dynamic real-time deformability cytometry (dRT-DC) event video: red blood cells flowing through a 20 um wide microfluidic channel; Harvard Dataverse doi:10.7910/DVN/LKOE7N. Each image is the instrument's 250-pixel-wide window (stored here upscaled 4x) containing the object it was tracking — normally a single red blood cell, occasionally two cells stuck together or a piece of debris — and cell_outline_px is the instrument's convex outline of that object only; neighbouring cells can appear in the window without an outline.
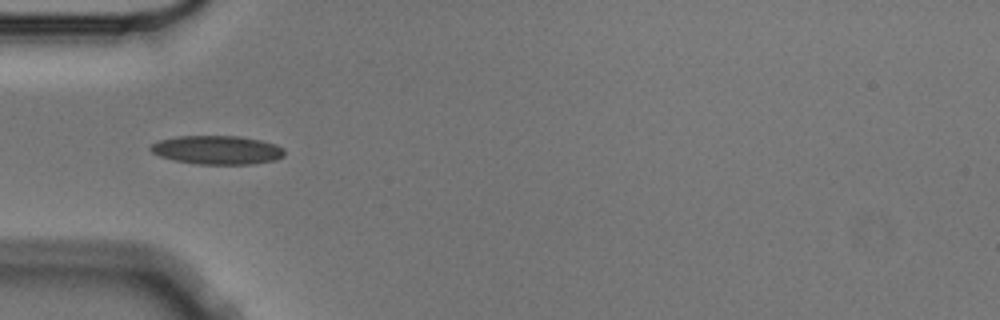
{"species": "Egyptian fruit bat (a non-hibernating species)", "species_latin": "Rousettus aegyptiacus", "temperature_condition": "cold", "stored_images_in_passage": 7, "camera_frame_rate_fps": 3000, "um_per_image_px": 0.085, "animal": {"sex": "male"}, "frame": {"image": 1, "passage_image": 4, "time_ms": 1.0, "image_size_px": [1000, 320], "cell_outline_px": [[284, 156], [276, 160], [252, 164], [196, 164], [172, 160], [160, 156], [152, 152], [148, 148], [152, 144], [160, 140], [176, 136], [236, 136], [260, 140], [276, 144], [284, 148]], "centroid_in_image_um": [18.46, 12.75], "position_along_channel_um": 66.5, "area_um2": 22.48}}
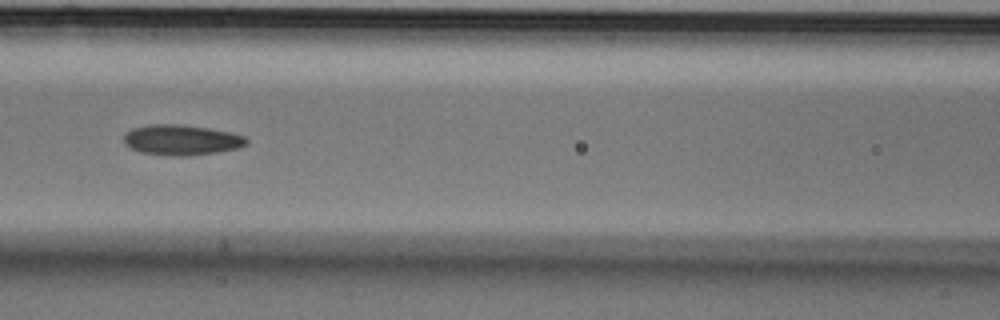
{"frame": {"image": 2, "passage_image": 6, "time_ms": 1.667, "image_size_px": [1000, 320], "cell_outline_px": [[248, 144], [240, 148], [220, 152], [184, 156], [172, 156], [140, 152], [124, 144], [124, 136], [132, 128], [148, 124], [176, 124], [208, 128], [232, 132], [244, 136], [248, 140]], "centroid_in_image_um": [15.46, 11.9], "position_along_channel_um": 151.1, "area_um2": 21.85}}
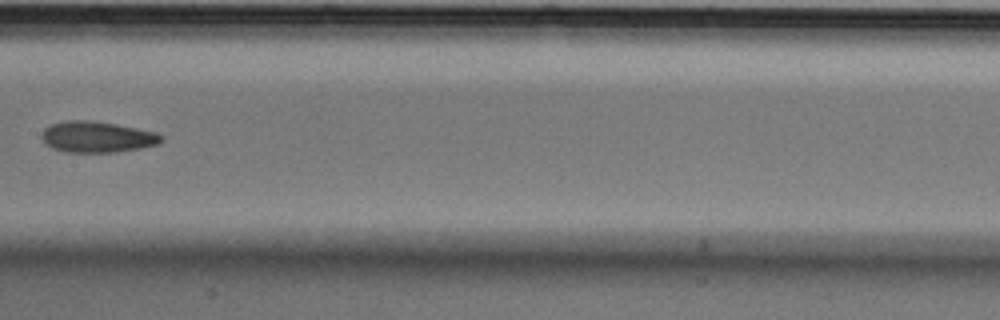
{"frame": {"image": 3, "passage_image": 7, "time_ms": 2.0, "image_size_px": [1000, 320], "cell_outline_px": [[164, 136], [160, 144], [140, 148], [116, 152], [64, 152], [52, 148], [44, 144], [40, 136], [44, 128], [52, 124], [68, 120], [92, 120], [116, 124], [156, 132]], "centroid_in_image_um": [8.24, 11.64], "position_along_channel_um": 199.2, "area_um2": 21.85}}